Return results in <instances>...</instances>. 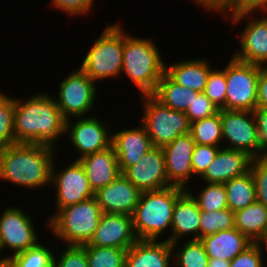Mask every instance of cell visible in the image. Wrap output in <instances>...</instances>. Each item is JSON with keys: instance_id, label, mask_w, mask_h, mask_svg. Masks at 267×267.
<instances>
[{"instance_id": "cell-4", "label": "cell", "mask_w": 267, "mask_h": 267, "mask_svg": "<svg viewBox=\"0 0 267 267\" xmlns=\"http://www.w3.org/2000/svg\"><path fill=\"white\" fill-rule=\"evenodd\" d=\"M185 189L169 186L142 192L132 214L134 232L138 240H158L171 229L173 209Z\"/></svg>"}, {"instance_id": "cell-35", "label": "cell", "mask_w": 267, "mask_h": 267, "mask_svg": "<svg viewBox=\"0 0 267 267\" xmlns=\"http://www.w3.org/2000/svg\"><path fill=\"white\" fill-rule=\"evenodd\" d=\"M15 97L0 91V137L8 144H15Z\"/></svg>"}, {"instance_id": "cell-50", "label": "cell", "mask_w": 267, "mask_h": 267, "mask_svg": "<svg viewBox=\"0 0 267 267\" xmlns=\"http://www.w3.org/2000/svg\"><path fill=\"white\" fill-rule=\"evenodd\" d=\"M262 244H263V248L265 247V251L267 252V235L265 239L262 241Z\"/></svg>"}, {"instance_id": "cell-45", "label": "cell", "mask_w": 267, "mask_h": 267, "mask_svg": "<svg viewBox=\"0 0 267 267\" xmlns=\"http://www.w3.org/2000/svg\"><path fill=\"white\" fill-rule=\"evenodd\" d=\"M192 1V0H191ZM207 12H216L223 15L224 19L230 16L231 7L234 0H193Z\"/></svg>"}, {"instance_id": "cell-44", "label": "cell", "mask_w": 267, "mask_h": 267, "mask_svg": "<svg viewBox=\"0 0 267 267\" xmlns=\"http://www.w3.org/2000/svg\"><path fill=\"white\" fill-rule=\"evenodd\" d=\"M258 129V140L262 156H267V108H256L254 111Z\"/></svg>"}, {"instance_id": "cell-48", "label": "cell", "mask_w": 267, "mask_h": 267, "mask_svg": "<svg viewBox=\"0 0 267 267\" xmlns=\"http://www.w3.org/2000/svg\"><path fill=\"white\" fill-rule=\"evenodd\" d=\"M0 267H12L10 258L5 255L3 258H0Z\"/></svg>"}, {"instance_id": "cell-15", "label": "cell", "mask_w": 267, "mask_h": 267, "mask_svg": "<svg viewBox=\"0 0 267 267\" xmlns=\"http://www.w3.org/2000/svg\"><path fill=\"white\" fill-rule=\"evenodd\" d=\"M122 175L141 192L171 186L168 182L162 147L153 146L134 165L128 167Z\"/></svg>"}, {"instance_id": "cell-26", "label": "cell", "mask_w": 267, "mask_h": 267, "mask_svg": "<svg viewBox=\"0 0 267 267\" xmlns=\"http://www.w3.org/2000/svg\"><path fill=\"white\" fill-rule=\"evenodd\" d=\"M235 228L252 243H262L267 235V207L255 201L236 211Z\"/></svg>"}, {"instance_id": "cell-18", "label": "cell", "mask_w": 267, "mask_h": 267, "mask_svg": "<svg viewBox=\"0 0 267 267\" xmlns=\"http://www.w3.org/2000/svg\"><path fill=\"white\" fill-rule=\"evenodd\" d=\"M141 193L121 174L113 182L95 192V198L102 213L132 216Z\"/></svg>"}, {"instance_id": "cell-12", "label": "cell", "mask_w": 267, "mask_h": 267, "mask_svg": "<svg viewBox=\"0 0 267 267\" xmlns=\"http://www.w3.org/2000/svg\"><path fill=\"white\" fill-rule=\"evenodd\" d=\"M95 115L66 120L65 133H68L66 136L69 135V141L80 155L74 160H79L111 146L112 133L109 125L112 123H109V119L102 122V119ZM73 119L76 121L74 122Z\"/></svg>"}, {"instance_id": "cell-39", "label": "cell", "mask_w": 267, "mask_h": 267, "mask_svg": "<svg viewBox=\"0 0 267 267\" xmlns=\"http://www.w3.org/2000/svg\"><path fill=\"white\" fill-rule=\"evenodd\" d=\"M218 112L219 109L212 103V101L203 92H199L197 96H193L185 114L189 123H193L215 115Z\"/></svg>"}, {"instance_id": "cell-17", "label": "cell", "mask_w": 267, "mask_h": 267, "mask_svg": "<svg viewBox=\"0 0 267 267\" xmlns=\"http://www.w3.org/2000/svg\"><path fill=\"white\" fill-rule=\"evenodd\" d=\"M137 240L132 216L102 213L93 237L85 246L116 247L128 250Z\"/></svg>"}, {"instance_id": "cell-38", "label": "cell", "mask_w": 267, "mask_h": 267, "mask_svg": "<svg viewBox=\"0 0 267 267\" xmlns=\"http://www.w3.org/2000/svg\"><path fill=\"white\" fill-rule=\"evenodd\" d=\"M250 172L255 183L256 201L267 207V156L253 158Z\"/></svg>"}, {"instance_id": "cell-16", "label": "cell", "mask_w": 267, "mask_h": 267, "mask_svg": "<svg viewBox=\"0 0 267 267\" xmlns=\"http://www.w3.org/2000/svg\"><path fill=\"white\" fill-rule=\"evenodd\" d=\"M195 141L190 133L178 136L162 147L165 157L166 173L171 186L188 189L187 183L194 179L191 157Z\"/></svg>"}, {"instance_id": "cell-42", "label": "cell", "mask_w": 267, "mask_h": 267, "mask_svg": "<svg viewBox=\"0 0 267 267\" xmlns=\"http://www.w3.org/2000/svg\"><path fill=\"white\" fill-rule=\"evenodd\" d=\"M96 0H51V5L58 10L70 15L78 16L90 13Z\"/></svg>"}, {"instance_id": "cell-10", "label": "cell", "mask_w": 267, "mask_h": 267, "mask_svg": "<svg viewBox=\"0 0 267 267\" xmlns=\"http://www.w3.org/2000/svg\"><path fill=\"white\" fill-rule=\"evenodd\" d=\"M34 223L20 206L3 209L0 215V248L2 252L4 249L10 251L7 257L26 251L39 242Z\"/></svg>"}, {"instance_id": "cell-43", "label": "cell", "mask_w": 267, "mask_h": 267, "mask_svg": "<svg viewBox=\"0 0 267 267\" xmlns=\"http://www.w3.org/2000/svg\"><path fill=\"white\" fill-rule=\"evenodd\" d=\"M267 13V0H234L230 15Z\"/></svg>"}, {"instance_id": "cell-31", "label": "cell", "mask_w": 267, "mask_h": 267, "mask_svg": "<svg viewBox=\"0 0 267 267\" xmlns=\"http://www.w3.org/2000/svg\"><path fill=\"white\" fill-rule=\"evenodd\" d=\"M187 191L196 200L200 211L213 212L227 209V193L224 184L206 183L198 192Z\"/></svg>"}, {"instance_id": "cell-40", "label": "cell", "mask_w": 267, "mask_h": 267, "mask_svg": "<svg viewBox=\"0 0 267 267\" xmlns=\"http://www.w3.org/2000/svg\"><path fill=\"white\" fill-rule=\"evenodd\" d=\"M262 247V243H252L230 261L229 267H265L264 253L266 251Z\"/></svg>"}, {"instance_id": "cell-33", "label": "cell", "mask_w": 267, "mask_h": 267, "mask_svg": "<svg viewBox=\"0 0 267 267\" xmlns=\"http://www.w3.org/2000/svg\"><path fill=\"white\" fill-rule=\"evenodd\" d=\"M88 267H125V249L85 246Z\"/></svg>"}, {"instance_id": "cell-49", "label": "cell", "mask_w": 267, "mask_h": 267, "mask_svg": "<svg viewBox=\"0 0 267 267\" xmlns=\"http://www.w3.org/2000/svg\"><path fill=\"white\" fill-rule=\"evenodd\" d=\"M8 146V144L0 137V153Z\"/></svg>"}, {"instance_id": "cell-23", "label": "cell", "mask_w": 267, "mask_h": 267, "mask_svg": "<svg viewBox=\"0 0 267 267\" xmlns=\"http://www.w3.org/2000/svg\"><path fill=\"white\" fill-rule=\"evenodd\" d=\"M94 193L121 175L113 146L79 159Z\"/></svg>"}, {"instance_id": "cell-13", "label": "cell", "mask_w": 267, "mask_h": 267, "mask_svg": "<svg viewBox=\"0 0 267 267\" xmlns=\"http://www.w3.org/2000/svg\"><path fill=\"white\" fill-rule=\"evenodd\" d=\"M261 15V18H257V15L253 13L255 16L253 18L252 13H246L230 15L226 19L230 18L232 25H238L243 22L242 20H248L238 35L239 48L232 56L240 61L263 67L267 63V13Z\"/></svg>"}, {"instance_id": "cell-24", "label": "cell", "mask_w": 267, "mask_h": 267, "mask_svg": "<svg viewBox=\"0 0 267 267\" xmlns=\"http://www.w3.org/2000/svg\"><path fill=\"white\" fill-rule=\"evenodd\" d=\"M210 61L203 58H194L167 64L165 73L176 83L197 92H203L213 69Z\"/></svg>"}, {"instance_id": "cell-22", "label": "cell", "mask_w": 267, "mask_h": 267, "mask_svg": "<svg viewBox=\"0 0 267 267\" xmlns=\"http://www.w3.org/2000/svg\"><path fill=\"white\" fill-rule=\"evenodd\" d=\"M172 252L171 243L165 239L137 240L126 251L125 267H170Z\"/></svg>"}, {"instance_id": "cell-29", "label": "cell", "mask_w": 267, "mask_h": 267, "mask_svg": "<svg viewBox=\"0 0 267 267\" xmlns=\"http://www.w3.org/2000/svg\"><path fill=\"white\" fill-rule=\"evenodd\" d=\"M190 134L196 144L222 147L221 110L215 115L190 123Z\"/></svg>"}, {"instance_id": "cell-20", "label": "cell", "mask_w": 267, "mask_h": 267, "mask_svg": "<svg viewBox=\"0 0 267 267\" xmlns=\"http://www.w3.org/2000/svg\"><path fill=\"white\" fill-rule=\"evenodd\" d=\"M138 125L139 127L112 132L111 145L115 150L121 174L153 147L146 128L142 124Z\"/></svg>"}, {"instance_id": "cell-3", "label": "cell", "mask_w": 267, "mask_h": 267, "mask_svg": "<svg viewBox=\"0 0 267 267\" xmlns=\"http://www.w3.org/2000/svg\"><path fill=\"white\" fill-rule=\"evenodd\" d=\"M150 38L133 36L123 28L122 75L128 76L141 95L153 94L165 73V61Z\"/></svg>"}, {"instance_id": "cell-19", "label": "cell", "mask_w": 267, "mask_h": 267, "mask_svg": "<svg viewBox=\"0 0 267 267\" xmlns=\"http://www.w3.org/2000/svg\"><path fill=\"white\" fill-rule=\"evenodd\" d=\"M252 161L247 152L221 147L200 178L202 183L224 184L250 172Z\"/></svg>"}, {"instance_id": "cell-46", "label": "cell", "mask_w": 267, "mask_h": 267, "mask_svg": "<svg viewBox=\"0 0 267 267\" xmlns=\"http://www.w3.org/2000/svg\"><path fill=\"white\" fill-rule=\"evenodd\" d=\"M257 108H267V68L262 66L258 77Z\"/></svg>"}, {"instance_id": "cell-7", "label": "cell", "mask_w": 267, "mask_h": 267, "mask_svg": "<svg viewBox=\"0 0 267 267\" xmlns=\"http://www.w3.org/2000/svg\"><path fill=\"white\" fill-rule=\"evenodd\" d=\"M141 96L140 124L146 128L153 146L164 147L178 136L190 133V123L184 112L163 105L152 94Z\"/></svg>"}, {"instance_id": "cell-11", "label": "cell", "mask_w": 267, "mask_h": 267, "mask_svg": "<svg viewBox=\"0 0 267 267\" xmlns=\"http://www.w3.org/2000/svg\"><path fill=\"white\" fill-rule=\"evenodd\" d=\"M222 138L225 148L242 150L253 158L262 157L255 116L250 111L221 110ZM228 143V144H227Z\"/></svg>"}, {"instance_id": "cell-34", "label": "cell", "mask_w": 267, "mask_h": 267, "mask_svg": "<svg viewBox=\"0 0 267 267\" xmlns=\"http://www.w3.org/2000/svg\"><path fill=\"white\" fill-rule=\"evenodd\" d=\"M232 228H235V213L229 208L213 212L201 211L200 239Z\"/></svg>"}, {"instance_id": "cell-36", "label": "cell", "mask_w": 267, "mask_h": 267, "mask_svg": "<svg viewBox=\"0 0 267 267\" xmlns=\"http://www.w3.org/2000/svg\"><path fill=\"white\" fill-rule=\"evenodd\" d=\"M203 93L212 101V103L219 109H225L226 98V79L225 68L212 69L208 76L207 84Z\"/></svg>"}, {"instance_id": "cell-28", "label": "cell", "mask_w": 267, "mask_h": 267, "mask_svg": "<svg viewBox=\"0 0 267 267\" xmlns=\"http://www.w3.org/2000/svg\"><path fill=\"white\" fill-rule=\"evenodd\" d=\"M224 186L228 208L234 213L256 201L255 183L251 172L225 182Z\"/></svg>"}, {"instance_id": "cell-41", "label": "cell", "mask_w": 267, "mask_h": 267, "mask_svg": "<svg viewBox=\"0 0 267 267\" xmlns=\"http://www.w3.org/2000/svg\"><path fill=\"white\" fill-rule=\"evenodd\" d=\"M220 147L195 144L191 157L194 178L201 177L215 158Z\"/></svg>"}, {"instance_id": "cell-30", "label": "cell", "mask_w": 267, "mask_h": 267, "mask_svg": "<svg viewBox=\"0 0 267 267\" xmlns=\"http://www.w3.org/2000/svg\"><path fill=\"white\" fill-rule=\"evenodd\" d=\"M178 245L179 241L171 243L174 267H207L209 257L200 240L188 239L184 245Z\"/></svg>"}, {"instance_id": "cell-2", "label": "cell", "mask_w": 267, "mask_h": 267, "mask_svg": "<svg viewBox=\"0 0 267 267\" xmlns=\"http://www.w3.org/2000/svg\"><path fill=\"white\" fill-rule=\"evenodd\" d=\"M56 153L45 144H10L0 153V180L34 191L51 187Z\"/></svg>"}, {"instance_id": "cell-37", "label": "cell", "mask_w": 267, "mask_h": 267, "mask_svg": "<svg viewBox=\"0 0 267 267\" xmlns=\"http://www.w3.org/2000/svg\"><path fill=\"white\" fill-rule=\"evenodd\" d=\"M62 253L54 254L53 267H88L85 245L63 246ZM61 254V255H60Z\"/></svg>"}, {"instance_id": "cell-47", "label": "cell", "mask_w": 267, "mask_h": 267, "mask_svg": "<svg viewBox=\"0 0 267 267\" xmlns=\"http://www.w3.org/2000/svg\"><path fill=\"white\" fill-rule=\"evenodd\" d=\"M230 261L220 258H209L207 267H229Z\"/></svg>"}, {"instance_id": "cell-1", "label": "cell", "mask_w": 267, "mask_h": 267, "mask_svg": "<svg viewBox=\"0 0 267 267\" xmlns=\"http://www.w3.org/2000/svg\"><path fill=\"white\" fill-rule=\"evenodd\" d=\"M65 128L66 119L54 96L41 92L25 100L15 97V144H45L57 148L58 140L66 134Z\"/></svg>"}, {"instance_id": "cell-25", "label": "cell", "mask_w": 267, "mask_h": 267, "mask_svg": "<svg viewBox=\"0 0 267 267\" xmlns=\"http://www.w3.org/2000/svg\"><path fill=\"white\" fill-rule=\"evenodd\" d=\"M209 258L231 261L243 252L252 242L238 229L218 231L200 239Z\"/></svg>"}, {"instance_id": "cell-21", "label": "cell", "mask_w": 267, "mask_h": 267, "mask_svg": "<svg viewBox=\"0 0 267 267\" xmlns=\"http://www.w3.org/2000/svg\"><path fill=\"white\" fill-rule=\"evenodd\" d=\"M200 209L196 200L185 190L176 200L168 242L181 241L185 236L200 240ZM193 235V236H192Z\"/></svg>"}, {"instance_id": "cell-6", "label": "cell", "mask_w": 267, "mask_h": 267, "mask_svg": "<svg viewBox=\"0 0 267 267\" xmlns=\"http://www.w3.org/2000/svg\"><path fill=\"white\" fill-rule=\"evenodd\" d=\"M123 24L116 22L105 26L79 67L95 83L122 76Z\"/></svg>"}, {"instance_id": "cell-8", "label": "cell", "mask_w": 267, "mask_h": 267, "mask_svg": "<svg viewBox=\"0 0 267 267\" xmlns=\"http://www.w3.org/2000/svg\"><path fill=\"white\" fill-rule=\"evenodd\" d=\"M261 66L233 56L225 66V110L253 112L257 108L258 77Z\"/></svg>"}, {"instance_id": "cell-9", "label": "cell", "mask_w": 267, "mask_h": 267, "mask_svg": "<svg viewBox=\"0 0 267 267\" xmlns=\"http://www.w3.org/2000/svg\"><path fill=\"white\" fill-rule=\"evenodd\" d=\"M98 86L87 74L78 69L72 70L59 84V91L54 98L63 117H88L94 108Z\"/></svg>"}, {"instance_id": "cell-5", "label": "cell", "mask_w": 267, "mask_h": 267, "mask_svg": "<svg viewBox=\"0 0 267 267\" xmlns=\"http://www.w3.org/2000/svg\"><path fill=\"white\" fill-rule=\"evenodd\" d=\"M102 215L95 197L63 207L47 216L49 232L67 245L88 244L97 229Z\"/></svg>"}, {"instance_id": "cell-14", "label": "cell", "mask_w": 267, "mask_h": 267, "mask_svg": "<svg viewBox=\"0 0 267 267\" xmlns=\"http://www.w3.org/2000/svg\"><path fill=\"white\" fill-rule=\"evenodd\" d=\"M56 159L52 165L51 188L56 192V212L63 207L77 204L95 197L85 169L79 160L57 171Z\"/></svg>"}, {"instance_id": "cell-27", "label": "cell", "mask_w": 267, "mask_h": 267, "mask_svg": "<svg viewBox=\"0 0 267 267\" xmlns=\"http://www.w3.org/2000/svg\"><path fill=\"white\" fill-rule=\"evenodd\" d=\"M198 93L176 83L164 73L152 95L163 105L185 113L193 96H197Z\"/></svg>"}, {"instance_id": "cell-32", "label": "cell", "mask_w": 267, "mask_h": 267, "mask_svg": "<svg viewBox=\"0 0 267 267\" xmlns=\"http://www.w3.org/2000/svg\"><path fill=\"white\" fill-rule=\"evenodd\" d=\"M54 251L39 240L28 250L9 256L12 267H53Z\"/></svg>"}]
</instances>
